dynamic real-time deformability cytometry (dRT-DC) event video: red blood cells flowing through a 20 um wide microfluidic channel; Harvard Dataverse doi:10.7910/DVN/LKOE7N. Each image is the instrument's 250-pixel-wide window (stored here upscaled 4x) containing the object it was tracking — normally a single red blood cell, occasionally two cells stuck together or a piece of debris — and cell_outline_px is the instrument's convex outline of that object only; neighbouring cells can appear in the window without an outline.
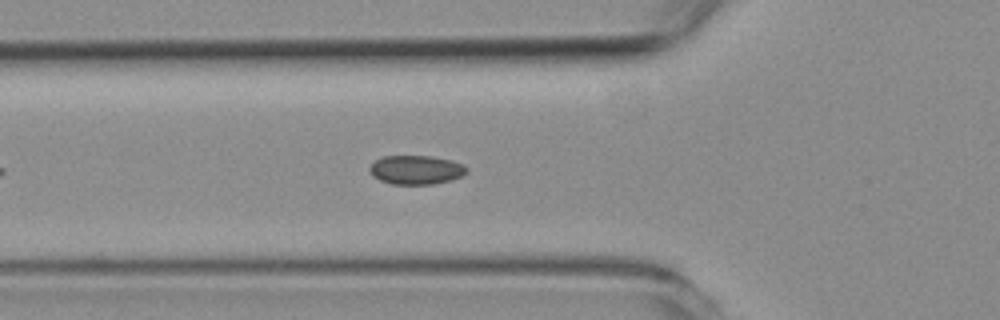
{"species": "common noctule bat (a hibernating species)", "species_latin": "Nyctalus noctula", "temperature_condition": "room temperature", "stored_images_in_passage": 31, "camera_frame_rate_fps": 3000, "um_per_image_px": 0.085, "animal": {"sex": "female", "body_mass_g": 19.3, "forearm_length_mm": 54.1}, "frame": {"image": 1, "passage_image": 10, "time_ms": 3.0, "image_size_px": [1000, 320], "cell_outline_px": [[468, 172], [464, 176], [452, 180], [432, 184], [392, 184], [380, 180], [372, 176], [368, 172], [368, 168], [376, 160], [384, 156], [432, 156], [452, 160], [464, 164], [468, 168]], "centroid_in_image_um": [35.4, 14.44], "position_along_channel_um": 90.4, "area_um2": 16.65}}